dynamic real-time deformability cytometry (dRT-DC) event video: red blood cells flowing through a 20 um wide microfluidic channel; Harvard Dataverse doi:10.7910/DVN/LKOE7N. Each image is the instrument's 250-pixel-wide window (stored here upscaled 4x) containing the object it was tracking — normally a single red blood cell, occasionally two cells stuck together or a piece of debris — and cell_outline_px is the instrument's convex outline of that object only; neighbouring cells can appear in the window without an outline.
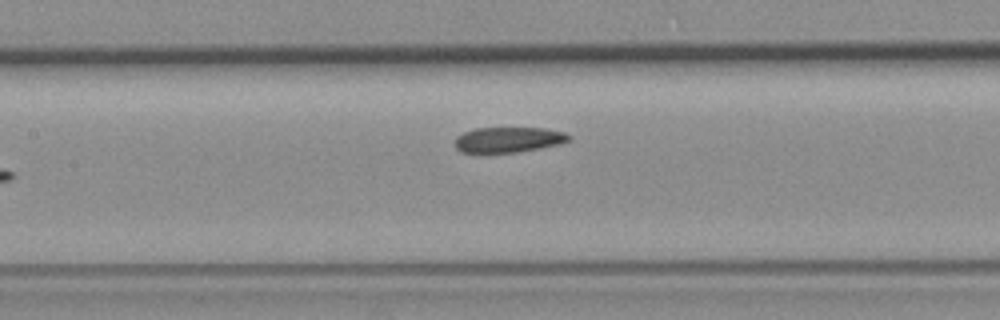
{"species": "common noctule bat (a hibernating species)", "species_latin": "Nyctalus noctula", "temperature_condition": "room temperature", "stored_images_in_passage": 4, "camera_frame_rate_fps": 3000, "um_per_image_px": 0.085, "animal": {"sex": "female", "body_mass_g": 19.3, "forearm_length_mm": 54.1}, "frame": {"image": 1, "passage_image": 4, "time_ms": 3.333, "image_size_px": [1000, 320], "cell_outline_px": [[572, 140], [560, 144], [540, 148], [516, 152], [460, 152], [456, 148], [456, 136], [464, 132], [476, 128], [544, 128], [564, 132], [572, 136]], "centroid_in_image_um": [43.26, 11.86], "position_along_channel_um": 164.1, "area_um2": 16.82}}